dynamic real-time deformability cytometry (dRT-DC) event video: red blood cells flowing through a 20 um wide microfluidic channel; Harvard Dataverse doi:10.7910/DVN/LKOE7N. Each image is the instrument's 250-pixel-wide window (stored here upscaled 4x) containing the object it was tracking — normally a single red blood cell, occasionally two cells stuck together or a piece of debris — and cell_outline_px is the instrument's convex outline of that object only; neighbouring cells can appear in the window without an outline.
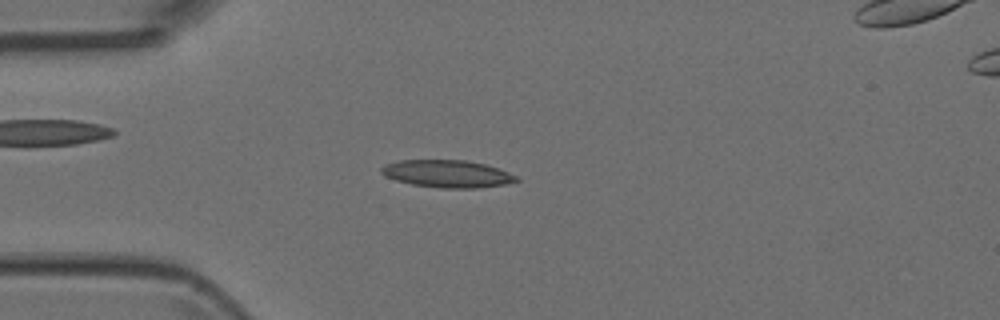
{"species": "Egyptian fruit bat (a non-hibernating species)", "species_latin": "Rousettus aegyptiacus", "temperature_condition": "room temperature", "stored_images_in_passage": 5, "camera_frame_rate_fps": 3000, "um_per_image_px": 0.085, "animal": {"sex": "female"}, "frame": {"image": 1, "passage_image": 4, "time_ms": 1.0, "image_size_px": [1000, 320], "cell_outline_px": [[520, 180], [504, 184], [476, 188], [440, 188], [412, 184], [396, 180], [384, 176], [380, 172], [380, 168], [384, 164], [400, 160], [464, 160], [484, 164], [508, 172], [516, 176]], "centroid_in_image_um": [37.96, 14.77], "position_along_channel_um": 47.0, "area_um2": 21.44}}